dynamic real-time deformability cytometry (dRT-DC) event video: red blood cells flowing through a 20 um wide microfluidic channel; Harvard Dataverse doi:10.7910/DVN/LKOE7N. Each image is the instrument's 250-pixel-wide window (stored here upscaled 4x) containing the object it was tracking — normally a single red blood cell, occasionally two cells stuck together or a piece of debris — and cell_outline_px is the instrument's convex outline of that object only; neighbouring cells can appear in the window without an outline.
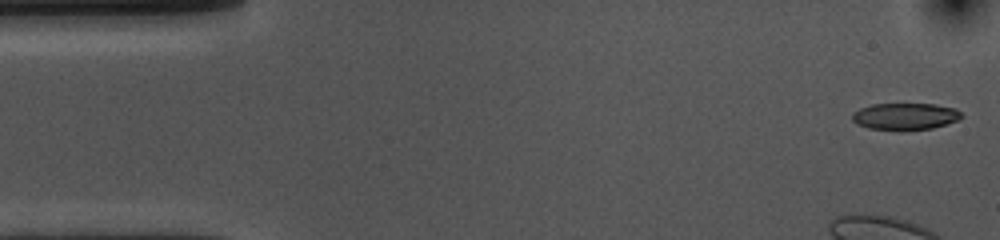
{"species": "common noctule bat (a hibernating species)", "species_latin": "Nyctalus noctula", "temperature_condition": "cold", "stored_images_in_passage": 12, "camera_frame_rate_fps": 3000, "um_per_image_px": 0.085, "animal": {"sex": "female", "body_mass_g": 10.0, "forearm_length_mm": 53.1}, "frame": {"image": 1, "passage_image": 1, "time_ms": 0.0, "image_size_px": [1000, 240], "cell_outline_px": [[964, 116], [956, 120], [932, 128], [868, 128], [856, 124], [852, 120], [852, 112], [860, 108], [872, 104], [936, 104], [956, 108]], "centroid_in_image_um": [76.92, 9.85], "position_along_channel_um": 8.1, "area_um2": 16.53}}